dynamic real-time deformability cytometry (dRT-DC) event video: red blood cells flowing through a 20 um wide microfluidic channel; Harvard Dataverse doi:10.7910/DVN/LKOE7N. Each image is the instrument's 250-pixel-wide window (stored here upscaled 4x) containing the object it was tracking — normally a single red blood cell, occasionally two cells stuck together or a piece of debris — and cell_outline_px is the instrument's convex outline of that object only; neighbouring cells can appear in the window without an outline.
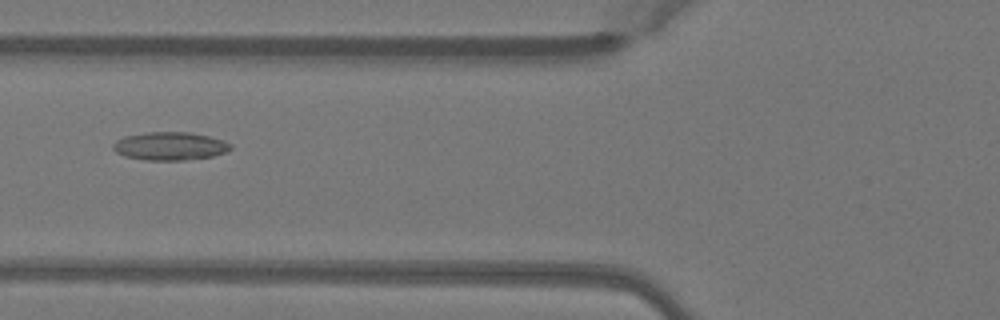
{"species": "Egyptian fruit bat (a non-hibernating species)", "species_latin": "Rousettus aegyptiacus", "temperature_condition": "warm", "stored_images_in_passage": 51, "camera_frame_rate_fps": 3000, "um_per_image_px": 0.085, "animal": {"sex": "female"}, "frame": {"image": 1, "passage_image": 20, "time_ms": 6.333, "image_size_px": [1000, 320], "cell_outline_px": [[232, 148], [224, 152], [212, 156], [184, 160], [144, 160], [124, 156], [116, 152], [112, 148], [112, 144], [116, 140], [124, 136], [148, 132], [192, 132], [208, 136], [232, 144]], "centroid_in_image_um": [14.4, 12.41], "position_along_channel_um": 111.4, "area_um2": 19.25}}
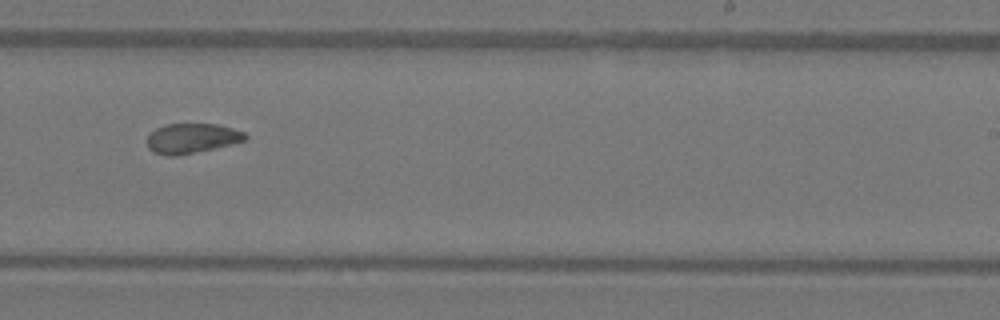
{"frame": {"image": 2, "passage_image": 32, "time_ms": 10.333, "image_size_px": [1000, 320], "cell_outline_px": [[248, 140], [176, 156], [168, 156], [152, 152], [148, 148], [148, 136], [156, 128], [168, 124], [216, 124], [232, 128], [244, 132], [248, 136]], "centroid_in_image_um": [16.31, 11.75], "position_along_channel_um": 272.7, "area_um2": 16.88}}
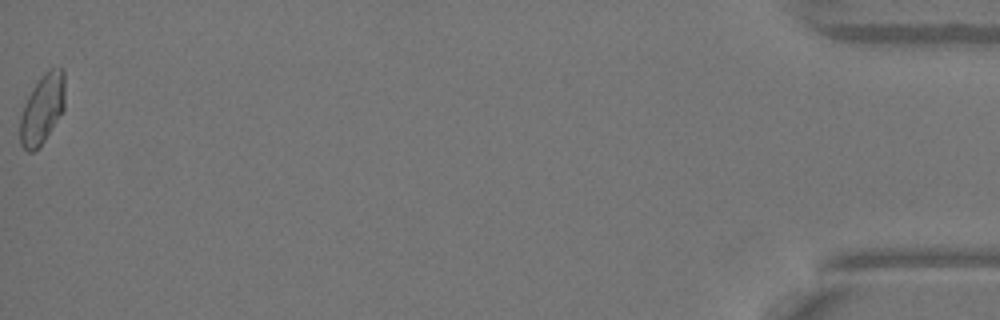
{"frame": {"image": 3, "passage_image": 51, "time_ms": 16.667, "image_size_px": [1000, 320], "cell_outline_px": [[64, 108], [44, 140], [32, 152], [28, 152], [20, 144], [20, 116], [24, 104], [32, 88], [44, 72], [48, 68], [64, 68]], "centroid_in_image_um": [3.58, 9.22], "position_along_channel_um": 431.6, "area_um2": 17.98}, "authors_computed_cell_mechanics": {"area_um2": 17.918, "velocity_mm_per_s": 4.0416, "shape_relaxation_time_tau1_ms": 5.9045, "shape_relaxation_time_tau2_ms": 2.5982, "deformation_change_tau1": 0.1422, "deformation_change_tau2": 0.074}}